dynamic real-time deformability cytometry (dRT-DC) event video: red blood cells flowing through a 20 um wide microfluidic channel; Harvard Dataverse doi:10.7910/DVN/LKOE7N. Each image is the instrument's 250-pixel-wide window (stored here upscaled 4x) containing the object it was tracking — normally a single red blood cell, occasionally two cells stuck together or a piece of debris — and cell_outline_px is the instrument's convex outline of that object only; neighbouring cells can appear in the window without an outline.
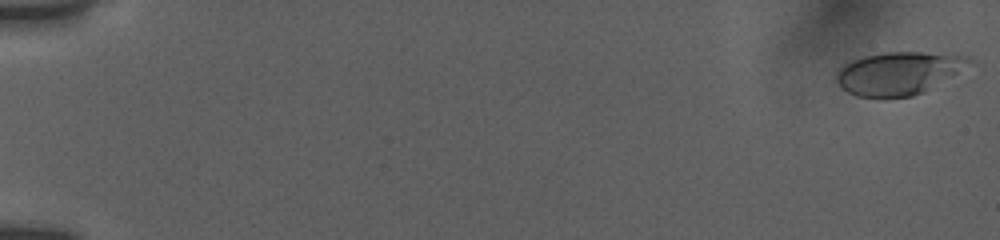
{"species": "human", "species_latin": "Homo sapiens", "temperature_condition": "room temperature", "stored_images_in_passage": 8, "camera_frame_rate_fps": 3000, "um_per_image_px": 0.085, "donor": {"sex": "female"}, "frame": {"image": 1, "passage_image": 1, "time_ms": 0.0, "image_size_px": [1000, 240], "cell_outline_px": [[976, 64], [924, 92], [912, 96], [880, 100], [856, 96], [848, 92], [836, 80], [836, 72], [848, 60], [864, 56], [884, 52], [920, 52], [968, 56]], "centroid_in_image_um": [76.41, 6.25], "position_along_channel_um": 8.6, "area_um2": 34.04}}